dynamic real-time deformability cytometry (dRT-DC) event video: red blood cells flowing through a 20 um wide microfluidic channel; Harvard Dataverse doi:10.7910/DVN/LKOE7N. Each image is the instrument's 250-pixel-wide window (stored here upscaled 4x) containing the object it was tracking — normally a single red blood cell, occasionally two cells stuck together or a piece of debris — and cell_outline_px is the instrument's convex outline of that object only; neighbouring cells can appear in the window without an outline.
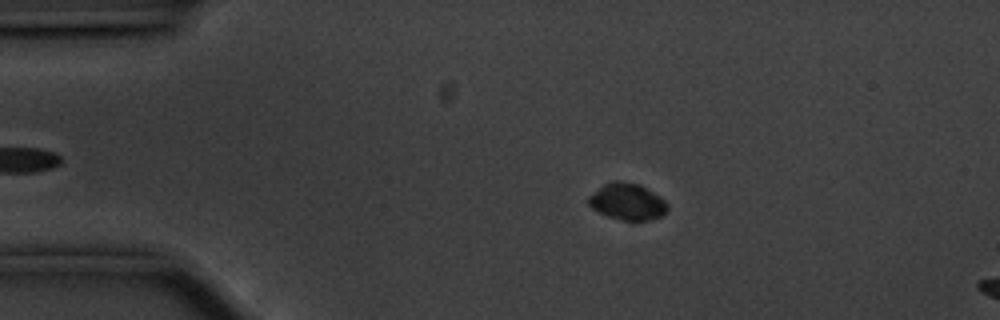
{"species": "common noctule bat (a hibernating species)", "species_latin": "Nyctalus noctula", "temperature_condition": "cold", "stored_images_in_passage": 48, "camera_frame_rate_fps": 3000, "um_per_image_px": 0.085, "animal": {"sex": "male", "body_mass_g": 20.1, "forearm_length_mm": 53.5}, "frame": {"image": 1, "passage_image": 11, "time_ms": 3.333, "image_size_px": [1000, 320], "cell_outline_px": [[668, 208], [660, 216], [648, 220], [620, 220], [608, 216], [592, 208], [588, 204], [588, 196], [604, 184], [612, 180], [616, 180], [640, 184], [660, 196], [668, 204]], "centroid_in_image_um": [53.31, 17.12], "position_along_channel_um": 31.7, "area_um2": 16.76}}
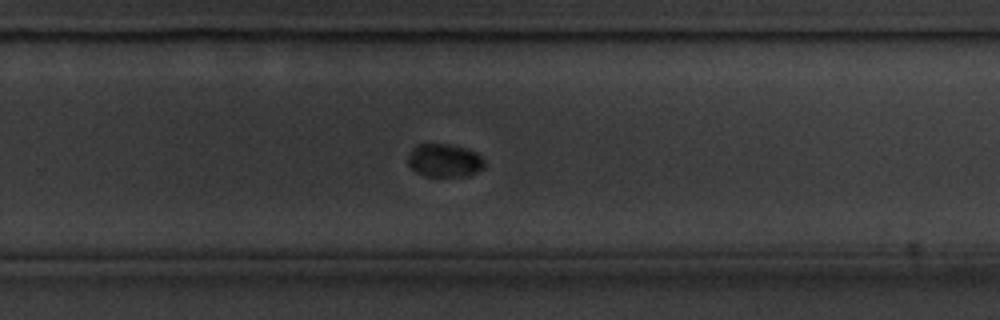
{"frame": {"image": 2, "passage_image": 37, "time_ms": 12.0, "image_size_px": [1000, 320], "cell_outline_px": [[484, 168], [476, 172], [464, 176], [424, 176], [416, 172], [408, 164], [408, 156], [412, 148], [416, 144], [448, 144], [464, 148], [476, 152], [484, 160]], "centroid_in_image_um": [37.76, 13.64], "position_along_channel_um": 292.0, "area_um2": 14.74}}
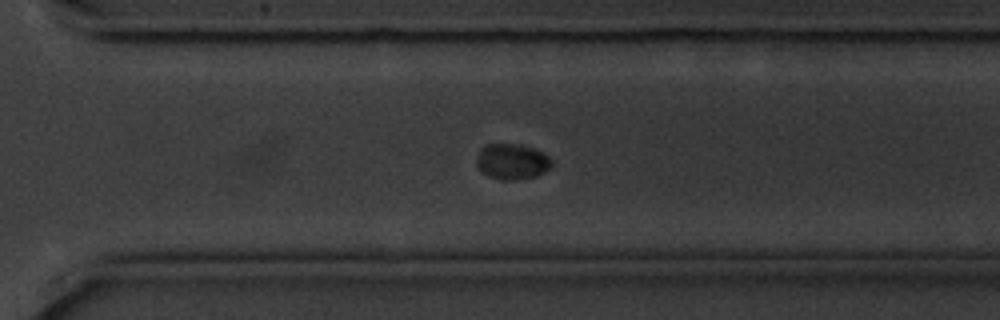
{"frame": {"image": 3, "passage_image": 40, "time_ms": 13.0, "image_size_px": [1000, 320], "cell_outline_px": [[552, 164], [544, 172], [536, 176], [516, 180], [500, 180], [488, 176], [476, 164], [476, 160], [480, 148], [484, 144], [520, 144], [536, 148], [548, 156], [552, 160]], "centroid_in_image_um": [43.52, 13.72], "position_along_channel_um": 327.1, "area_um2": 15.72}, "authors_computed_cell_mechanics": {"area_um2": 16.5019, "velocity_mm_per_s": 3.5042, "shape_relaxation_time_tau1_ms": 1.8554, "shape_relaxation_time_tau2_ms": null, "deformation_change_tau1": 0.065, "deformation_change_tau2": null}}